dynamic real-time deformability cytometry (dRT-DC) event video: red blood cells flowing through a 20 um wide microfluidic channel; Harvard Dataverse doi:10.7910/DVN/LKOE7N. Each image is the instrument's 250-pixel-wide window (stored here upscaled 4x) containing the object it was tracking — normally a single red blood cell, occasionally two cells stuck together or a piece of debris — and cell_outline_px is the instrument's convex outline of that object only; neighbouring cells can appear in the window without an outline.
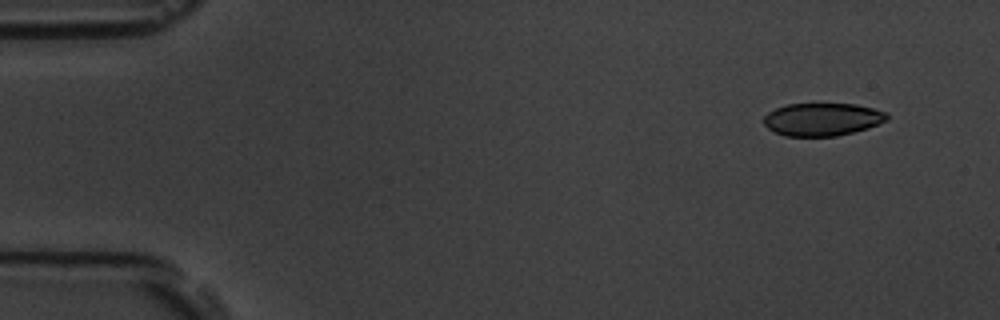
{"species": "common noctule bat (a hibernating species)", "species_latin": "Nyctalus noctula", "temperature_condition": "room temperature", "stored_images_in_passage": 6, "segment_of_instrument_passage": [2, 2], "camera_frame_rate_fps": 3000, "um_per_image_px": 0.085, "animal": {"sex": "male", "body_mass_g": 19.5, "forearm_length_mm": 54.6}, "frame": {"image": 1, "passage_image": 6, "time_ms": 6.667, "image_size_px": [1000, 320], "cell_outline_px": [[888, 120], [868, 128], [836, 136], [784, 136], [768, 128], [764, 124], [764, 116], [768, 112], [776, 108], [788, 104], [856, 104], [888, 112]], "centroid_in_image_um": [69.91, 10.14], "position_along_channel_um": 15.1, "area_um2": 23.52}}